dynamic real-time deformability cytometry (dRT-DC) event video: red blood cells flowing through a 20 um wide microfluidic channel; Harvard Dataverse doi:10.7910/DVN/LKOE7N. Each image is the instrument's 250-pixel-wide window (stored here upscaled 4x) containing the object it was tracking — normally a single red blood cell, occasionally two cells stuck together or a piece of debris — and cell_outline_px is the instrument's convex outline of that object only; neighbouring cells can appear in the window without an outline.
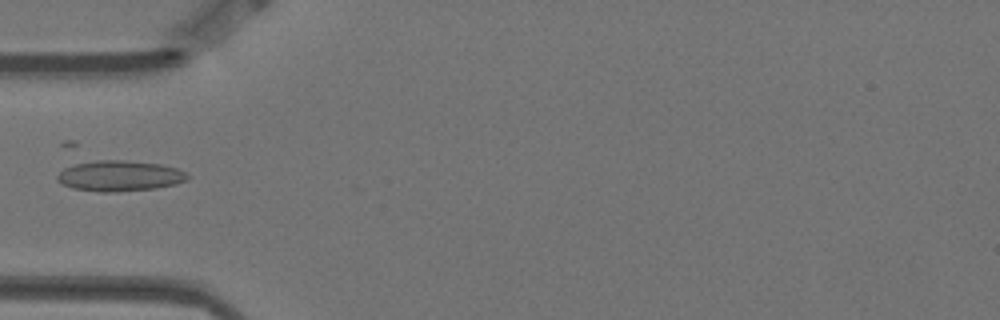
{"species": "Egyptian fruit bat (a non-hibernating species)", "species_latin": "Rousettus aegyptiacus", "temperature_condition": "warm", "stored_images_in_passage": 6, "camera_frame_rate_fps": 3000, "um_per_image_px": 0.085, "animal": {"sex": "female"}, "frame": {"image": 1, "passage_image": 5, "time_ms": 1.333, "image_size_px": [1000, 320], "cell_outline_px": [[188, 180], [176, 184], [156, 188], [116, 192], [100, 192], [72, 188], [56, 180], [56, 176], [64, 168], [76, 164], [96, 160], [124, 160], [160, 164], [176, 168], [184, 172], [188, 176]], "centroid_in_image_um": [10.17, 14.95], "position_along_channel_um": 74.8, "area_um2": 23.18}}
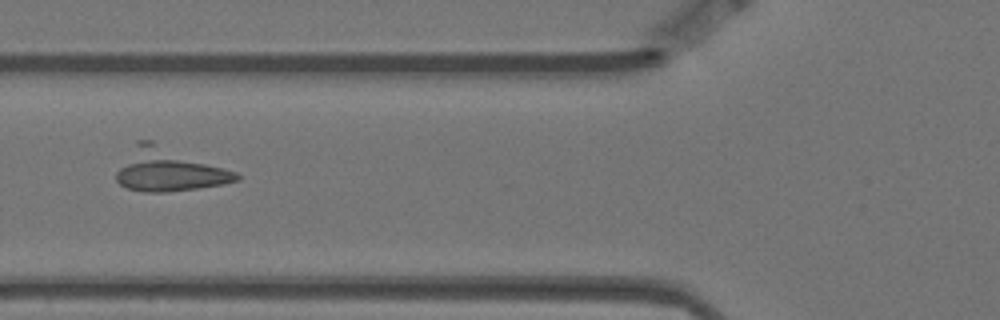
{"frame": {"image": 2, "passage_image": 6, "time_ms": 1.667, "image_size_px": [1000, 320], "cell_outline_px": [[240, 180], [224, 184], [196, 188], [164, 192], [144, 192], [128, 188], [120, 184], [116, 180], [116, 172], [136, 140], [152, 140], [236, 172], [240, 176]], "centroid_in_image_um": [14.33, 14.42], "position_along_channel_um": 111.5, "area_um2": 29.88}}